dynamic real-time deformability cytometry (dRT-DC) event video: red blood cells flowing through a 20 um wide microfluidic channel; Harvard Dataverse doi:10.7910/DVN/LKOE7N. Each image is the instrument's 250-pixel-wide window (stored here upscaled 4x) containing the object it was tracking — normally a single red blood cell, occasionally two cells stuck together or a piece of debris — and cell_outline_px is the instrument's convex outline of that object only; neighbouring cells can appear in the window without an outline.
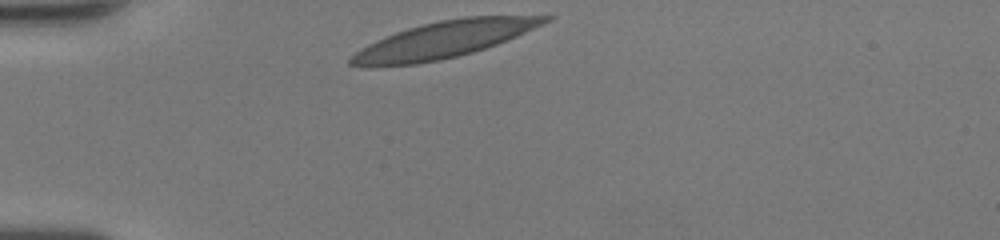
{"species": "human", "species_latin": "Homo sapiens", "temperature_condition": "room temperature", "stored_images_in_passage": 28, "camera_frame_rate_fps": 3000, "um_per_image_px": 0.085, "donor": {"sex": "female"}, "frame": {"image": 1, "passage_image": 1, "time_ms": 0.0, "image_size_px": [1000, 240], "cell_outline_px": [[556, 16], [552, 20], [516, 36], [496, 44], [472, 52], [440, 60], [416, 64], [368, 68], [360, 68], [348, 64], [348, 60], [360, 48], [376, 40], [396, 32], [408, 28], [440, 20], [464, 16]], "centroid_in_image_um": [37.64, 3.39], "position_along_channel_um": 47.4, "area_um2": 41.27}}
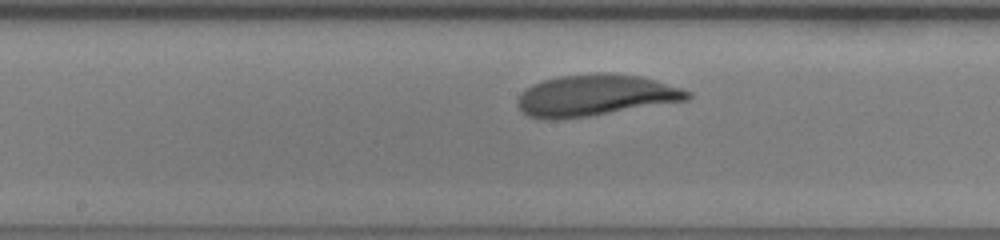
{"frame": {"image": 2, "passage_image": 14, "time_ms": 4.333, "image_size_px": [1000, 240], "cell_outline_px": [[692, 96], [688, 100], [588, 116], [556, 120], [544, 120], [528, 116], [516, 104], [516, 100], [520, 92], [532, 84], [544, 80], [560, 76], [640, 76], [656, 80], [692, 92]], "centroid_in_image_um": [50.56, 8.16], "position_along_channel_um": 197.6, "area_um2": 39.88}}
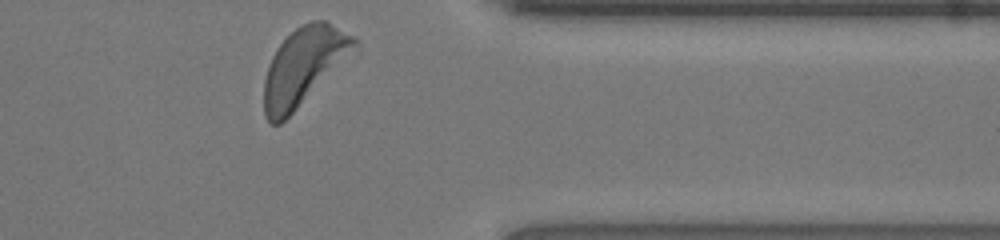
{"frame": {"image": 3, "passage_image": 28, "time_ms": 9.0, "image_size_px": [1000, 240], "cell_outline_px": [[360, 52], [280, 124], [272, 124], [264, 116], [264, 80], [272, 56], [276, 48], [300, 24], [312, 20], [324, 20], [360, 40]], "centroid_in_image_um": [25.93, 5.63], "position_along_channel_um": 385.5, "area_um2": 41.85}, "authors_computed_cell_mechanics": {"area_um2": 40.6623, "velocity_mm_per_s": 4.1974, "shape_relaxation_time_tau1_ms": 3.2645, "shape_relaxation_time_tau2_ms": null, "deformation_change_tau1": 0.2041, "deformation_change_tau2": null}}